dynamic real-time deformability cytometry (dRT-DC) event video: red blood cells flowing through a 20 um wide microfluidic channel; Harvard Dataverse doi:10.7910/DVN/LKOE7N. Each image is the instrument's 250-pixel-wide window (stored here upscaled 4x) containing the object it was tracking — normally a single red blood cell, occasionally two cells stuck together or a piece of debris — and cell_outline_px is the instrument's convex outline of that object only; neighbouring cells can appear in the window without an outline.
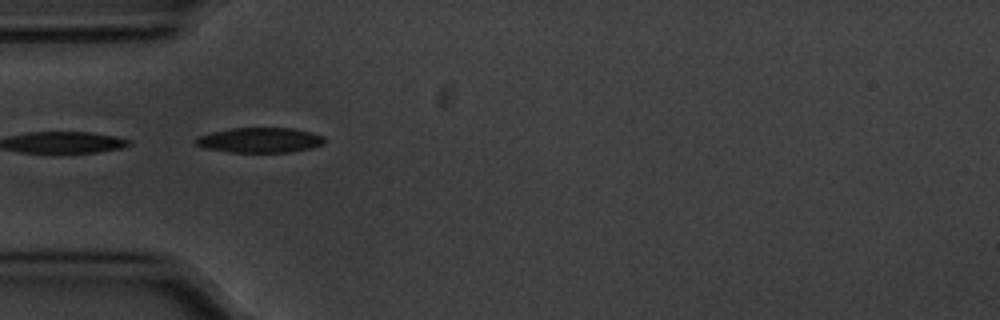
{"species": "common noctule bat (a hibernating species)", "species_latin": "Nyctalus noctula", "temperature_condition": "cold", "stored_images_in_passage": 9, "camera_frame_rate_fps": 3000, "um_per_image_px": 0.085, "animal": {"sex": "male", "body_mass_g": 20.1, "forearm_length_mm": 53.5}, "frame": {"image": 1, "passage_image": 1, "time_ms": 0.0, "image_size_px": [1000, 320], "cell_outline_px": [[324, 144], [312, 148], [288, 152], [232, 152], [204, 148], [196, 144], [192, 140], [196, 136], [212, 132], [232, 128], [292, 128], [312, 132], [324, 136]], "centroid_in_image_um": [22.07, 11.91], "position_along_channel_um": 62.9, "area_um2": 18.9}}